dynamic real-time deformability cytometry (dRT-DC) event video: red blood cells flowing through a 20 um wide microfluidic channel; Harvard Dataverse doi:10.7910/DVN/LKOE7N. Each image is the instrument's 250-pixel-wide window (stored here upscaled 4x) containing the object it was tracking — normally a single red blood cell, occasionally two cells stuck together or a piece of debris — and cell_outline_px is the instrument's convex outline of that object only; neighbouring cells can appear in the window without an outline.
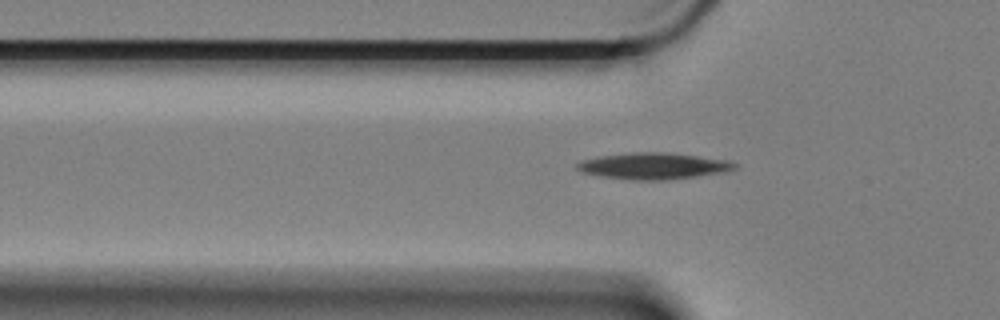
{"species": "Egyptian fruit bat (a non-hibernating species)", "species_latin": "Rousettus aegyptiacus", "temperature_condition": "cold", "stored_images_in_passage": 38, "camera_frame_rate_fps": 3000, "um_per_image_px": 0.085, "animal": {"sex": "female"}, "frame": {"image": 1, "passage_image": 3, "time_ms": 0.667, "image_size_px": [1000, 320], "cell_outline_px": [[736, 168], [724, 172], [696, 176], [664, 180], [632, 180], [600, 176], [580, 172], [576, 168], [576, 164], [584, 160], [600, 156], [632, 152], [664, 152], [728, 160], [736, 164]], "centroid_in_image_um": [55.51, 14.11], "position_along_channel_um": 70.3, "area_um2": 24.04}}
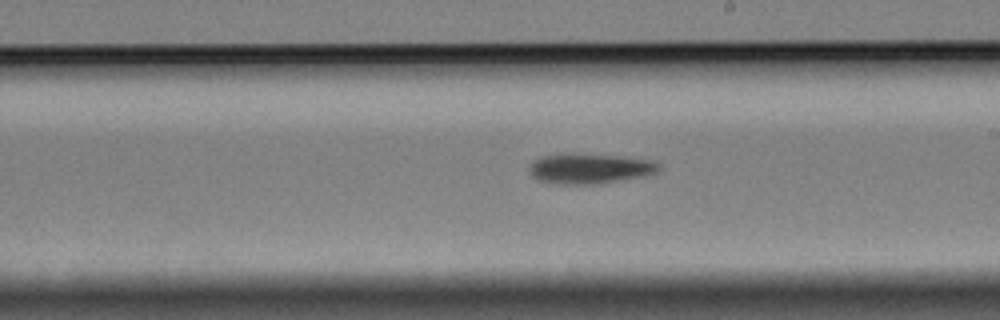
{"frame": {"image": 2, "passage_image": 18, "time_ms": 5.667, "image_size_px": [1000, 320], "cell_outline_px": [[660, 168], [656, 172], [648, 176], [596, 184], [564, 184], [540, 180], [532, 172], [532, 164], [540, 156], [612, 156], [652, 160], [660, 164]], "centroid_in_image_um": [50.28, 14.37], "position_along_channel_um": 238.7, "area_um2": 21.44}}
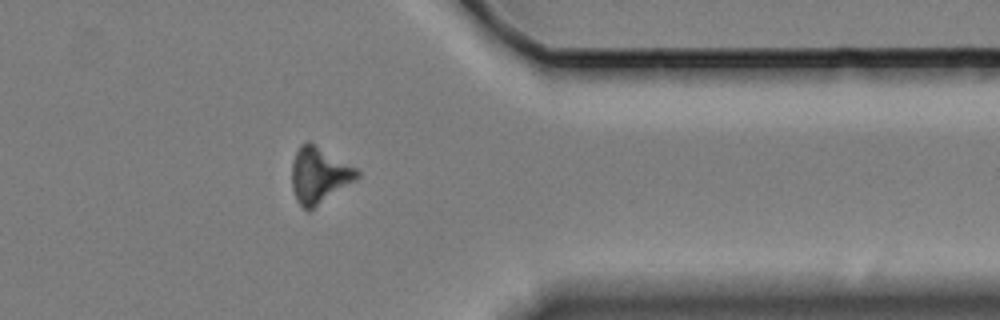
{"frame": {"image": 3, "passage_image": 32, "time_ms": 10.333, "image_size_px": [1000, 320], "cell_outline_px": [[360, 176], [356, 180], [308, 212], [296, 200], [292, 188], [292, 164], [296, 152], [300, 144], [308, 140], [356, 168], [360, 172]], "centroid_in_image_um": [27.11, 14.89], "position_along_channel_um": 384.3, "area_um2": 21.21}}